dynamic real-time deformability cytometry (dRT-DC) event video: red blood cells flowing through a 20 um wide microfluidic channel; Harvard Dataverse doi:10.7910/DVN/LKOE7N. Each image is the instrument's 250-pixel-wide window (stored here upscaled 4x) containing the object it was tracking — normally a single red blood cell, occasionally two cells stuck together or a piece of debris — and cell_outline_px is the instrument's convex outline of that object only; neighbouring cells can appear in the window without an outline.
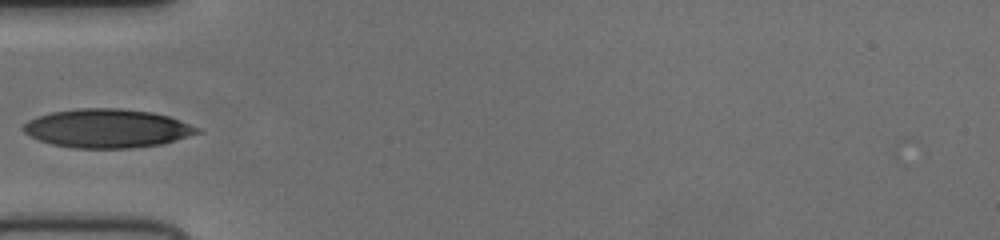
{"species": "human", "species_latin": "Homo sapiens", "temperature_condition": "cold", "stored_images_in_passage": 6, "camera_frame_rate_fps": 3000, "um_per_image_px": 0.085, "donor": {"sex": "female"}, "frame": {"image": 1, "passage_image": 1, "time_ms": 0.0, "image_size_px": [1000, 240], "cell_outline_px": [[204, 132], [176, 140], [160, 144], [132, 148], [72, 148], [52, 144], [40, 140], [24, 132], [20, 128], [28, 120], [36, 116], [52, 112], [80, 108], [120, 108], [152, 112], [168, 116], [180, 120], [200, 128]], "centroid_in_image_um": [9.12, 10.91], "position_along_channel_um": 75.9, "area_um2": 39.36}}